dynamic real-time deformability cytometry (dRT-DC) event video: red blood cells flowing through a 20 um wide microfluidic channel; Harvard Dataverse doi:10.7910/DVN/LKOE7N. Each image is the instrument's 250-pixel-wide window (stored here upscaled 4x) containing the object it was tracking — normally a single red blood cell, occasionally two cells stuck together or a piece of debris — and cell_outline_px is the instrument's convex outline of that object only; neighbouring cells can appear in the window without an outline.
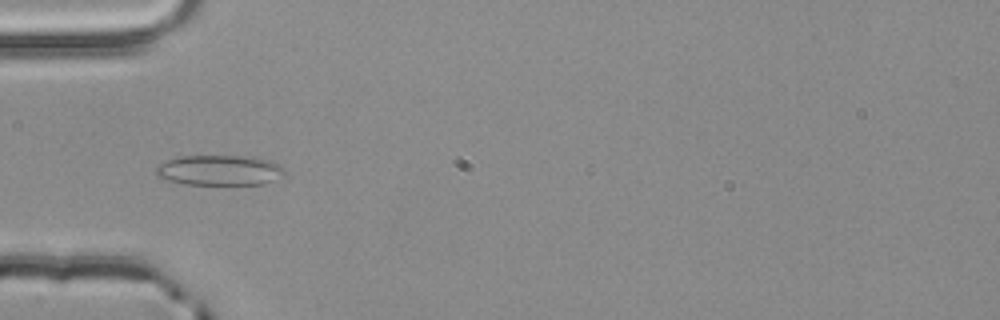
{"species": "common noctule bat (a hibernating species)", "species_latin": "Nyctalus noctula", "temperature_condition": "room temperature", "stored_images_in_passage": 42, "camera_frame_rate_fps": 3000, "um_per_image_px": 0.085, "animal": {"sex": "male", "body_mass_g": 20.4}, "frame": {"image": 1, "passage_image": 6, "time_ms": 1.667, "image_size_px": [1000, 320], "cell_outline_px": [[288, 172], [264, 184], [184, 184], [168, 180], [156, 176], [156, 168], [160, 164], [168, 160], [180, 156], [252, 156], [272, 160], [280, 164]], "centroid_in_image_um": [18.7, 14.46], "position_along_channel_um": 66.3, "area_um2": 22.77}}
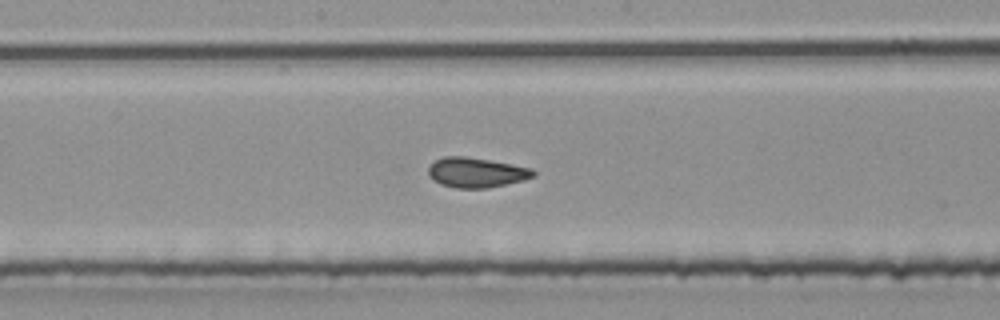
{"frame": {"image": 2, "passage_image": 17, "time_ms": 5.333, "image_size_px": [1000, 320], "cell_outline_px": [[536, 176], [524, 180], [488, 188], [456, 188], [440, 184], [428, 176], [428, 168], [436, 160], [444, 156], [464, 156], [488, 160], [532, 168], [536, 172]], "centroid_in_image_um": [40.49, 14.67], "position_along_channel_um": 207.7, "area_um2": 18.26}}
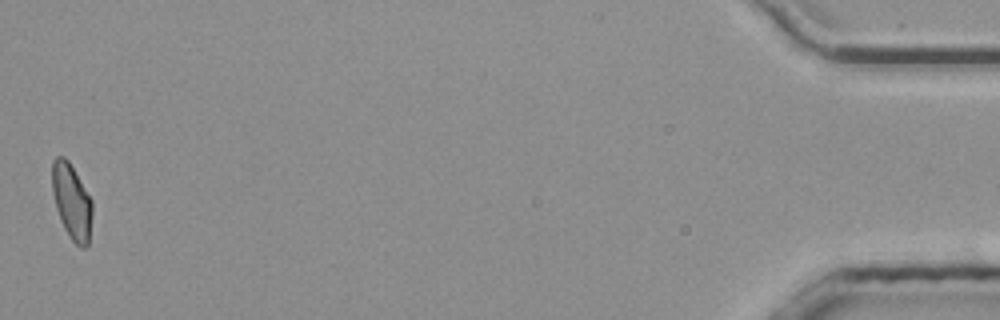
{"frame": {"image": 3, "passage_image": 42, "time_ms": 13.667, "image_size_px": [1000, 320], "cell_outline_px": [[92, 212], [88, 244], [84, 248], [80, 248], [68, 236], [60, 220], [56, 208], [52, 192], [52, 160], [56, 156], [64, 156], [68, 160], [92, 200]], "centroid_in_image_um": [6.08, 17.13], "position_along_channel_um": 429.1, "area_um2": 17.63}, "authors_computed_cell_mechanics": {"area_um2": 18.0914, "velocity_mm_per_s": 3.8736, "shape_relaxation_time_tau1_ms": null, "shape_relaxation_time_tau2_ms": 1.1708, "deformation_change_tau1": null, "deformation_change_tau2": 0.0696}}